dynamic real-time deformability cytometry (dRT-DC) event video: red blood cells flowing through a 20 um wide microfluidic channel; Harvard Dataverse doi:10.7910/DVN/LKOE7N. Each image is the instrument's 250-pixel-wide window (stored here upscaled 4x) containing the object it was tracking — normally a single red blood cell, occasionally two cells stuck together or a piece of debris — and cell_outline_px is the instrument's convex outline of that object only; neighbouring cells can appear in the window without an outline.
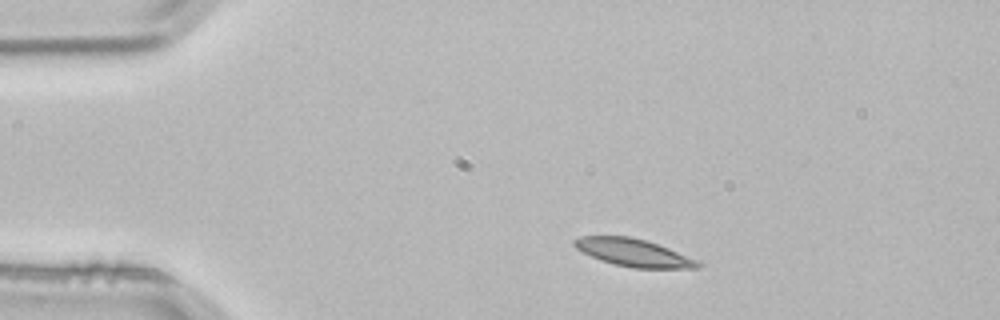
{"species": "common noctule bat (a hibernating species)", "species_latin": "Nyctalus noctula", "temperature_condition": "room temperature", "stored_images_in_passage": 2, "camera_frame_rate_fps": 3000, "um_per_image_px": 0.085, "animal": {"sex": "male", "body_mass_g": 21.5, "forearm_length_mm": 52.0}, "frame": {"image": 1, "passage_image": 1, "time_ms": 0.0, "image_size_px": [1000, 320], "cell_outline_px": [[704, 264], [700, 268], [632, 268], [600, 260], [576, 248], [572, 244], [572, 240], [580, 236], [628, 236], [644, 240], [668, 248], [700, 260]], "centroid_in_image_um": [53.89, 21.48], "position_along_channel_um": 31.1, "area_um2": 19.83}}